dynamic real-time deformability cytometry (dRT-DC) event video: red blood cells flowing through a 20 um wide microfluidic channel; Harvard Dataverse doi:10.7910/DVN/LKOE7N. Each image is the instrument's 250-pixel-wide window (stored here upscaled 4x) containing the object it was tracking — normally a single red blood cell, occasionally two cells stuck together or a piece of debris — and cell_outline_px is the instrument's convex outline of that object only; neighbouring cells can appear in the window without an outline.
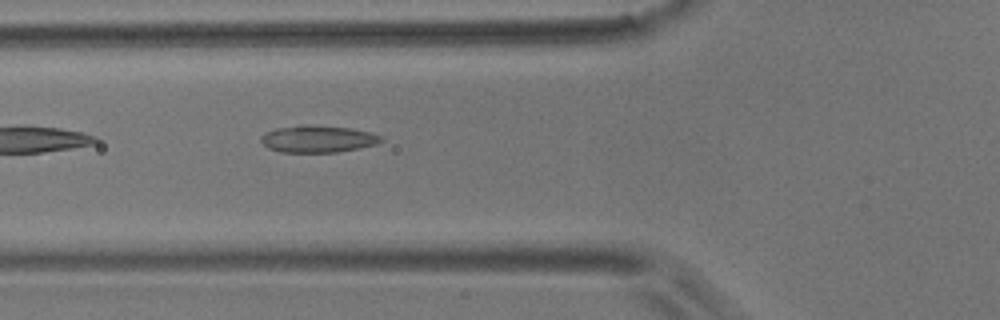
{"species": "common noctule bat (a hibernating species)", "species_latin": "Nyctalus noctula", "temperature_condition": "room temperature", "stored_images_in_passage": 6, "camera_frame_rate_fps": 3000, "um_per_image_px": 0.085, "animal": {"sex": "male", "body_mass_g": 17.9}, "frame": {"image": 1, "passage_image": 6, "time_ms": 1.667, "image_size_px": [1000, 320], "cell_outline_px": [[384, 140], [376, 144], [360, 148], [336, 152], [280, 152], [268, 148], [260, 140], [260, 136], [264, 132], [276, 128], [300, 124], [308, 124], [352, 128], [372, 132], [384, 136]], "centroid_in_image_um": [27.03, 11.79], "position_along_channel_um": 98.8, "area_um2": 19.31}}